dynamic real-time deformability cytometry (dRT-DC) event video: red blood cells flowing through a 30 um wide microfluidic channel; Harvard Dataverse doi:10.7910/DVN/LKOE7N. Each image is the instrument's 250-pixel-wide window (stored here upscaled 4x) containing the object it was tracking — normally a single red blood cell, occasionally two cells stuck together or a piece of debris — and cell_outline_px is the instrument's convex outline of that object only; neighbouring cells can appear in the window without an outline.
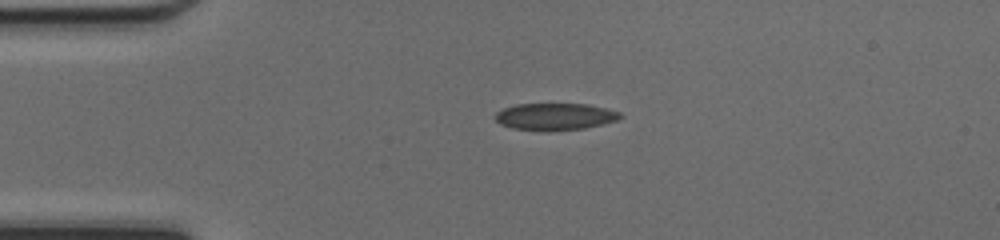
{"species": "common noctule bat (a hibernating species)", "species_latin": "Nyctalus noctula", "temperature_condition": "cold", "stored_images_in_passage": 38, "camera_frame_rate_fps": 3000, "um_per_image_px": 0.085, "animal": {"sex": "female", "body_mass_g": 17.0, "forearm_length_mm": 48.0}, "frame": {"image": 1, "passage_image": 1, "time_ms": 0.0, "image_size_px": [1000, 240], "cell_outline_px": [[624, 116], [616, 120], [604, 124], [584, 128], [512, 128], [500, 124], [496, 120], [496, 112], [504, 108], [516, 104], [588, 104], [620, 112]], "centroid_in_image_um": [47.21, 9.86], "position_along_channel_um": 37.8, "area_um2": 18.73}}
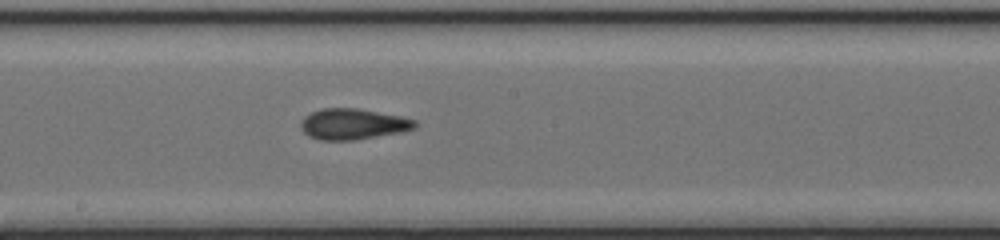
{"frame": {"image": 2, "passage_image": 16, "time_ms": 5.0, "image_size_px": [1000, 240], "cell_outline_px": [[416, 128], [400, 132], [356, 140], [320, 140], [308, 136], [300, 128], [300, 120], [304, 116], [312, 112], [324, 108], [356, 108], [400, 116], [416, 120]], "centroid_in_image_um": [29.97, 10.55], "position_along_channel_um": 218.2, "area_um2": 20.52}}
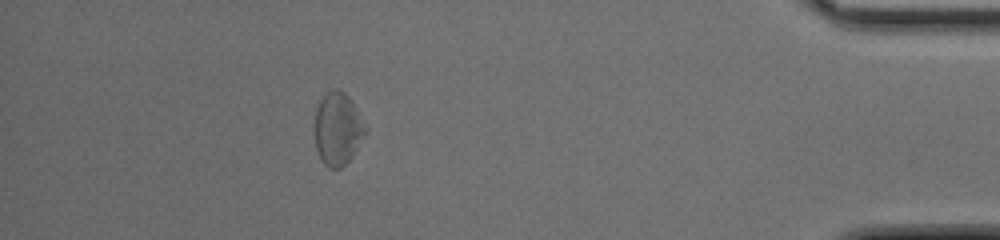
{"frame": {"image": 3, "passage_image": 33, "time_ms": 10.667, "image_size_px": [1000, 240], "cell_outline_px": [[368, 128], [352, 156], [340, 168], [328, 168], [320, 160], [316, 148], [316, 108], [320, 100], [332, 88], [336, 88], [344, 92], [352, 100]], "centroid_in_image_um": [28.72, 10.94], "position_along_channel_um": 406.5, "area_um2": 21.33}, "authors_computed_cell_mechanics": {"area_um2": 20.4034, "velocity_mm_per_s": 4.2686, "shape_relaxation_time_tau1_ms": 6.2856, "shape_relaxation_time_tau2_ms": 2.5874, "deformation_change_tau1": 0.1221, "deformation_change_tau2": 0.0704}}